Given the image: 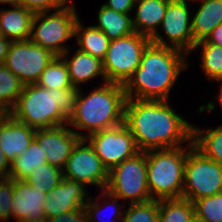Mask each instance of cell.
<instances>
[{
    "label": "cell",
    "mask_w": 222,
    "mask_h": 222,
    "mask_svg": "<svg viewBox=\"0 0 222 222\" xmlns=\"http://www.w3.org/2000/svg\"><path fill=\"white\" fill-rule=\"evenodd\" d=\"M124 123L142 152L192 143V122L177 114L169 100L127 99Z\"/></svg>",
    "instance_id": "6da1fadb"
},
{
    "label": "cell",
    "mask_w": 222,
    "mask_h": 222,
    "mask_svg": "<svg viewBox=\"0 0 222 222\" xmlns=\"http://www.w3.org/2000/svg\"><path fill=\"white\" fill-rule=\"evenodd\" d=\"M184 52L150 43L140 65L123 85L127 99L169 100L170 91L182 70L188 68Z\"/></svg>",
    "instance_id": "7a4b0ae2"
},
{
    "label": "cell",
    "mask_w": 222,
    "mask_h": 222,
    "mask_svg": "<svg viewBox=\"0 0 222 222\" xmlns=\"http://www.w3.org/2000/svg\"><path fill=\"white\" fill-rule=\"evenodd\" d=\"M78 92L74 86L48 90L36 83L25 85L9 114L35 130L64 125L75 111Z\"/></svg>",
    "instance_id": "3957f363"
},
{
    "label": "cell",
    "mask_w": 222,
    "mask_h": 222,
    "mask_svg": "<svg viewBox=\"0 0 222 222\" xmlns=\"http://www.w3.org/2000/svg\"><path fill=\"white\" fill-rule=\"evenodd\" d=\"M102 84L87 95L79 89L75 111L67 122L70 128L72 126L77 130L87 131L85 138L124 123L127 100L124 86L112 82Z\"/></svg>",
    "instance_id": "277c9868"
},
{
    "label": "cell",
    "mask_w": 222,
    "mask_h": 222,
    "mask_svg": "<svg viewBox=\"0 0 222 222\" xmlns=\"http://www.w3.org/2000/svg\"><path fill=\"white\" fill-rule=\"evenodd\" d=\"M193 143L176 148L148 150L147 180L153 200L182 198L184 167Z\"/></svg>",
    "instance_id": "5b68a950"
},
{
    "label": "cell",
    "mask_w": 222,
    "mask_h": 222,
    "mask_svg": "<svg viewBox=\"0 0 222 222\" xmlns=\"http://www.w3.org/2000/svg\"><path fill=\"white\" fill-rule=\"evenodd\" d=\"M75 7L74 3L69 2L53 13H50L51 11L35 13L30 40L52 51L56 56L70 50L66 43L74 37L75 24L79 19Z\"/></svg>",
    "instance_id": "8992f818"
},
{
    "label": "cell",
    "mask_w": 222,
    "mask_h": 222,
    "mask_svg": "<svg viewBox=\"0 0 222 222\" xmlns=\"http://www.w3.org/2000/svg\"><path fill=\"white\" fill-rule=\"evenodd\" d=\"M105 190L130 204L153 200L148 189L146 152L140 151L111 168Z\"/></svg>",
    "instance_id": "52a82bcc"
},
{
    "label": "cell",
    "mask_w": 222,
    "mask_h": 222,
    "mask_svg": "<svg viewBox=\"0 0 222 222\" xmlns=\"http://www.w3.org/2000/svg\"><path fill=\"white\" fill-rule=\"evenodd\" d=\"M150 43L149 37L137 32L110 40L102 61L106 81L124 85L139 67L143 52Z\"/></svg>",
    "instance_id": "ba28073f"
},
{
    "label": "cell",
    "mask_w": 222,
    "mask_h": 222,
    "mask_svg": "<svg viewBox=\"0 0 222 222\" xmlns=\"http://www.w3.org/2000/svg\"><path fill=\"white\" fill-rule=\"evenodd\" d=\"M222 166L194 146L187 153L182 198L191 202L221 192Z\"/></svg>",
    "instance_id": "9c48e42d"
},
{
    "label": "cell",
    "mask_w": 222,
    "mask_h": 222,
    "mask_svg": "<svg viewBox=\"0 0 222 222\" xmlns=\"http://www.w3.org/2000/svg\"><path fill=\"white\" fill-rule=\"evenodd\" d=\"M191 0H169L168 6L160 28L166 38L157 32L151 42L159 45L180 50L189 56L196 41L192 33V16L190 12ZM188 2V3H187ZM169 40V41H168Z\"/></svg>",
    "instance_id": "30bf717a"
},
{
    "label": "cell",
    "mask_w": 222,
    "mask_h": 222,
    "mask_svg": "<svg viewBox=\"0 0 222 222\" xmlns=\"http://www.w3.org/2000/svg\"><path fill=\"white\" fill-rule=\"evenodd\" d=\"M56 55L30 39L11 41L3 65L25 85L35 84Z\"/></svg>",
    "instance_id": "8fae6325"
},
{
    "label": "cell",
    "mask_w": 222,
    "mask_h": 222,
    "mask_svg": "<svg viewBox=\"0 0 222 222\" xmlns=\"http://www.w3.org/2000/svg\"><path fill=\"white\" fill-rule=\"evenodd\" d=\"M86 139L108 171L140 152L125 123L92 133Z\"/></svg>",
    "instance_id": "7c38bea8"
},
{
    "label": "cell",
    "mask_w": 222,
    "mask_h": 222,
    "mask_svg": "<svg viewBox=\"0 0 222 222\" xmlns=\"http://www.w3.org/2000/svg\"><path fill=\"white\" fill-rule=\"evenodd\" d=\"M88 142V143H87ZM63 177L87 185H95L104 190L108 182V170L96 155L86 138H81L68 158Z\"/></svg>",
    "instance_id": "4fadbf2b"
},
{
    "label": "cell",
    "mask_w": 222,
    "mask_h": 222,
    "mask_svg": "<svg viewBox=\"0 0 222 222\" xmlns=\"http://www.w3.org/2000/svg\"><path fill=\"white\" fill-rule=\"evenodd\" d=\"M85 133L75 131L64 124L51 128L36 129L34 139L46 154L47 163L61 170L64 169L74 147Z\"/></svg>",
    "instance_id": "5bb4252c"
},
{
    "label": "cell",
    "mask_w": 222,
    "mask_h": 222,
    "mask_svg": "<svg viewBox=\"0 0 222 222\" xmlns=\"http://www.w3.org/2000/svg\"><path fill=\"white\" fill-rule=\"evenodd\" d=\"M89 197L90 194L83 183L63 177L60 183L45 198L44 215L46 218H50L80 209L85 207Z\"/></svg>",
    "instance_id": "9a60e30c"
},
{
    "label": "cell",
    "mask_w": 222,
    "mask_h": 222,
    "mask_svg": "<svg viewBox=\"0 0 222 222\" xmlns=\"http://www.w3.org/2000/svg\"><path fill=\"white\" fill-rule=\"evenodd\" d=\"M47 196L42 189L33 188L26 181L14 180L12 217L15 220L45 222L44 200Z\"/></svg>",
    "instance_id": "2e32d148"
},
{
    "label": "cell",
    "mask_w": 222,
    "mask_h": 222,
    "mask_svg": "<svg viewBox=\"0 0 222 222\" xmlns=\"http://www.w3.org/2000/svg\"><path fill=\"white\" fill-rule=\"evenodd\" d=\"M35 129L7 114L0 123V148L9 163L21 155L34 140Z\"/></svg>",
    "instance_id": "e0dca14e"
},
{
    "label": "cell",
    "mask_w": 222,
    "mask_h": 222,
    "mask_svg": "<svg viewBox=\"0 0 222 222\" xmlns=\"http://www.w3.org/2000/svg\"><path fill=\"white\" fill-rule=\"evenodd\" d=\"M70 51L67 50L60 57L64 60L67 66V70L70 76L71 83L74 87L80 89V85L91 81L100 76L103 83L107 82L105 73L103 70V62L92 56L91 54L85 53L77 49L74 51L72 58H68Z\"/></svg>",
    "instance_id": "ac0fdd59"
},
{
    "label": "cell",
    "mask_w": 222,
    "mask_h": 222,
    "mask_svg": "<svg viewBox=\"0 0 222 222\" xmlns=\"http://www.w3.org/2000/svg\"><path fill=\"white\" fill-rule=\"evenodd\" d=\"M169 0H136L133 19L135 32L150 39L159 32ZM138 4V5H137Z\"/></svg>",
    "instance_id": "d6986e66"
},
{
    "label": "cell",
    "mask_w": 222,
    "mask_h": 222,
    "mask_svg": "<svg viewBox=\"0 0 222 222\" xmlns=\"http://www.w3.org/2000/svg\"><path fill=\"white\" fill-rule=\"evenodd\" d=\"M35 13L23 6L0 9V29L2 36L10 41L29 40Z\"/></svg>",
    "instance_id": "ffe728a7"
},
{
    "label": "cell",
    "mask_w": 222,
    "mask_h": 222,
    "mask_svg": "<svg viewBox=\"0 0 222 222\" xmlns=\"http://www.w3.org/2000/svg\"><path fill=\"white\" fill-rule=\"evenodd\" d=\"M199 1V7L192 17V33L196 42L205 39L222 22V0Z\"/></svg>",
    "instance_id": "44dd1931"
},
{
    "label": "cell",
    "mask_w": 222,
    "mask_h": 222,
    "mask_svg": "<svg viewBox=\"0 0 222 222\" xmlns=\"http://www.w3.org/2000/svg\"><path fill=\"white\" fill-rule=\"evenodd\" d=\"M81 22L79 18L74 28V37L77 45L80 47L76 49L91 54L103 61L109 47L110 39L101 29L94 26L85 27Z\"/></svg>",
    "instance_id": "7402d4cb"
},
{
    "label": "cell",
    "mask_w": 222,
    "mask_h": 222,
    "mask_svg": "<svg viewBox=\"0 0 222 222\" xmlns=\"http://www.w3.org/2000/svg\"><path fill=\"white\" fill-rule=\"evenodd\" d=\"M98 25L94 27L101 29L110 39H118L135 32L133 19L130 14H123L101 5L97 13Z\"/></svg>",
    "instance_id": "603a6c76"
},
{
    "label": "cell",
    "mask_w": 222,
    "mask_h": 222,
    "mask_svg": "<svg viewBox=\"0 0 222 222\" xmlns=\"http://www.w3.org/2000/svg\"><path fill=\"white\" fill-rule=\"evenodd\" d=\"M192 143L205 157L222 166V124L207 130L192 125Z\"/></svg>",
    "instance_id": "cb8c5ba5"
},
{
    "label": "cell",
    "mask_w": 222,
    "mask_h": 222,
    "mask_svg": "<svg viewBox=\"0 0 222 222\" xmlns=\"http://www.w3.org/2000/svg\"><path fill=\"white\" fill-rule=\"evenodd\" d=\"M45 163H47L46 154L34 139L31 145L10 163L9 178L25 181L37 166Z\"/></svg>",
    "instance_id": "d4e9b609"
},
{
    "label": "cell",
    "mask_w": 222,
    "mask_h": 222,
    "mask_svg": "<svg viewBox=\"0 0 222 222\" xmlns=\"http://www.w3.org/2000/svg\"><path fill=\"white\" fill-rule=\"evenodd\" d=\"M159 222H190L194 213L193 202L185 198L158 200Z\"/></svg>",
    "instance_id": "484cf974"
},
{
    "label": "cell",
    "mask_w": 222,
    "mask_h": 222,
    "mask_svg": "<svg viewBox=\"0 0 222 222\" xmlns=\"http://www.w3.org/2000/svg\"><path fill=\"white\" fill-rule=\"evenodd\" d=\"M45 89H66L73 87L67 66L60 56H56L45 70L41 73L39 80L36 82Z\"/></svg>",
    "instance_id": "4316f807"
},
{
    "label": "cell",
    "mask_w": 222,
    "mask_h": 222,
    "mask_svg": "<svg viewBox=\"0 0 222 222\" xmlns=\"http://www.w3.org/2000/svg\"><path fill=\"white\" fill-rule=\"evenodd\" d=\"M101 194H98V198L93 199V197L90 195L86 205H85V211L88 217V222H107L106 220H104L101 216V212L104 209L103 207L106 208V206H108V208H111L112 215L115 217L113 220L114 222H122V217L124 215V208L126 207L125 205H121L118 203L119 202V198L110 194L108 191L104 190H100ZM100 196V197H99ZM103 198V197H107V198H103L104 199V204L101 203L102 205H100V201L101 199L99 198ZM108 199V200H106ZM95 200V201H94ZM110 206V207H109ZM107 208V209H108ZM123 208V209H122ZM100 214V215H99ZM111 215V216H112Z\"/></svg>",
    "instance_id": "83f0119b"
},
{
    "label": "cell",
    "mask_w": 222,
    "mask_h": 222,
    "mask_svg": "<svg viewBox=\"0 0 222 222\" xmlns=\"http://www.w3.org/2000/svg\"><path fill=\"white\" fill-rule=\"evenodd\" d=\"M201 48V68L205 77L212 82L222 79V47L214 43H195L192 50Z\"/></svg>",
    "instance_id": "f1b7e54d"
},
{
    "label": "cell",
    "mask_w": 222,
    "mask_h": 222,
    "mask_svg": "<svg viewBox=\"0 0 222 222\" xmlns=\"http://www.w3.org/2000/svg\"><path fill=\"white\" fill-rule=\"evenodd\" d=\"M23 86L16 75L0 64V108L9 113L21 95Z\"/></svg>",
    "instance_id": "f546056e"
},
{
    "label": "cell",
    "mask_w": 222,
    "mask_h": 222,
    "mask_svg": "<svg viewBox=\"0 0 222 222\" xmlns=\"http://www.w3.org/2000/svg\"><path fill=\"white\" fill-rule=\"evenodd\" d=\"M62 178L63 172L61 169L45 163L37 166L25 181L33 188L42 189L48 194L60 183Z\"/></svg>",
    "instance_id": "4dcf8cb0"
},
{
    "label": "cell",
    "mask_w": 222,
    "mask_h": 222,
    "mask_svg": "<svg viewBox=\"0 0 222 222\" xmlns=\"http://www.w3.org/2000/svg\"><path fill=\"white\" fill-rule=\"evenodd\" d=\"M122 222H159L158 200L129 204Z\"/></svg>",
    "instance_id": "1f68e13d"
},
{
    "label": "cell",
    "mask_w": 222,
    "mask_h": 222,
    "mask_svg": "<svg viewBox=\"0 0 222 222\" xmlns=\"http://www.w3.org/2000/svg\"><path fill=\"white\" fill-rule=\"evenodd\" d=\"M194 213L205 222H222V193L193 201Z\"/></svg>",
    "instance_id": "d6a6232c"
},
{
    "label": "cell",
    "mask_w": 222,
    "mask_h": 222,
    "mask_svg": "<svg viewBox=\"0 0 222 222\" xmlns=\"http://www.w3.org/2000/svg\"><path fill=\"white\" fill-rule=\"evenodd\" d=\"M14 195V179L0 180V222L10 221L12 216V199Z\"/></svg>",
    "instance_id": "836d02e7"
},
{
    "label": "cell",
    "mask_w": 222,
    "mask_h": 222,
    "mask_svg": "<svg viewBox=\"0 0 222 222\" xmlns=\"http://www.w3.org/2000/svg\"><path fill=\"white\" fill-rule=\"evenodd\" d=\"M70 0H20V6L34 13L54 11L65 6Z\"/></svg>",
    "instance_id": "e575fe53"
},
{
    "label": "cell",
    "mask_w": 222,
    "mask_h": 222,
    "mask_svg": "<svg viewBox=\"0 0 222 222\" xmlns=\"http://www.w3.org/2000/svg\"><path fill=\"white\" fill-rule=\"evenodd\" d=\"M45 222H88L85 208L75 209L59 216L46 218Z\"/></svg>",
    "instance_id": "d590c367"
},
{
    "label": "cell",
    "mask_w": 222,
    "mask_h": 222,
    "mask_svg": "<svg viewBox=\"0 0 222 222\" xmlns=\"http://www.w3.org/2000/svg\"><path fill=\"white\" fill-rule=\"evenodd\" d=\"M135 2L136 0H107V2L102 5L119 13L131 14L134 9Z\"/></svg>",
    "instance_id": "8d00e7d4"
},
{
    "label": "cell",
    "mask_w": 222,
    "mask_h": 222,
    "mask_svg": "<svg viewBox=\"0 0 222 222\" xmlns=\"http://www.w3.org/2000/svg\"><path fill=\"white\" fill-rule=\"evenodd\" d=\"M196 43H214L222 47V22L218 24L205 39Z\"/></svg>",
    "instance_id": "74e56055"
},
{
    "label": "cell",
    "mask_w": 222,
    "mask_h": 222,
    "mask_svg": "<svg viewBox=\"0 0 222 222\" xmlns=\"http://www.w3.org/2000/svg\"><path fill=\"white\" fill-rule=\"evenodd\" d=\"M10 171V163L8 162L5 153L0 148V180L8 179Z\"/></svg>",
    "instance_id": "f35d334b"
},
{
    "label": "cell",
    "mask_w": 222,
    "mask_h": 222,
    "mask_svg": "<svg viewBox=\"0 0 222 222\" xmlns=\"http://www.w3.org/2000/svg\"><path fill=\"white\" fill-rule=\"evenodd\" d=\"M11 41L7 38L0 39V64H3L8 53Z\"/></svg>",
    "instance_id": "ab89813d"
},
{
    "label": "cell",
    "mask_w": 222,
    "mask_h": 222,
    "mask_svg": "<svg viewBox=\"0 0 222 222\" xmlns=\"http://www.w3.org/2000/svg\"><path fill=\"white\" fill-rule=\"evenodd\" d=\"M1 4H10L11 7L20 6V0H0V5Z\"/></svg>",
    "instance_id": "60d3db41"
},
{
    "label": "cell",
    "mask_w": 222,
    "mask_h": 222,
    "mask_svg": "<svg viewBox=\"0 0 222 222\" xmlns=\"http://www.w3.org/2000/svg\"><path fill=\"white\" fill-rule=\"evenodd\" d=\"M216 82H220L222 84V79H218V80H215ZM220 90H219V94H218V98L216 97L215 99H218V103L220 104V107H222V85L220 86Z\"/></svg>",
    "instance_id": "b9f144b4"
},
{
    "label": "cell",
    "mask_w": 222,
    "mask_h": 222,
    "mask_svg": "<svg viewBox=\"0 0 222 222\" xmlns=\"http://www.w3.org/2000/svg\"><path fill=\"white\" fill-rule=\"evenodd\" d=\"M190 222H205L201 217L198 215L194 214L190 220Z\"/></svg>",
    "instance_id": "7bdbcfd3"
},
{
    "label": "cell",
    "mask_w": 222,
    "mask_h": 222,
    "mask_svg": "<svg viewBox=\"0 0 222 222\" xmlns=\"http://www.w3.org/2000/svg\"><path fill=\"white\" fill-rule=\"evenodd\" d=\"M7 114H8V113H7L4 109L0 108V123L3 121L4 117H5Z\"/></svg>",
    "instance_id": "ee69618b"
},
{
    "label": "cell",
    "mask_w": 222,
    "mask_h": 222,
    "mask_svg": "<svg viewBox=\"0 0 222 222\" xmlns=\"http://www.w3.org/2000/svg\"><path fill=\"white\" fill-rule=\"evenodd\" d=\"M16 222H31V221H26V220H16Z\"/></svg>",
    "instance_id": "f6af8a7d"
},
{
    "label": "cell",
    "mask_w": 222,
    "mask_h": 222,
    "mask_svg": "<svg viewBox=\"0 0 222 222\" xmlns=\"http://www.w3.org/2000/svg\"><path fill=\"white\" fill-rule=\"evenodd\" d=\"M3 38L2 33H1V29H0V39Z\"/></svg>",
    "instance_id": "bcb514c9"
}]
</instances>
